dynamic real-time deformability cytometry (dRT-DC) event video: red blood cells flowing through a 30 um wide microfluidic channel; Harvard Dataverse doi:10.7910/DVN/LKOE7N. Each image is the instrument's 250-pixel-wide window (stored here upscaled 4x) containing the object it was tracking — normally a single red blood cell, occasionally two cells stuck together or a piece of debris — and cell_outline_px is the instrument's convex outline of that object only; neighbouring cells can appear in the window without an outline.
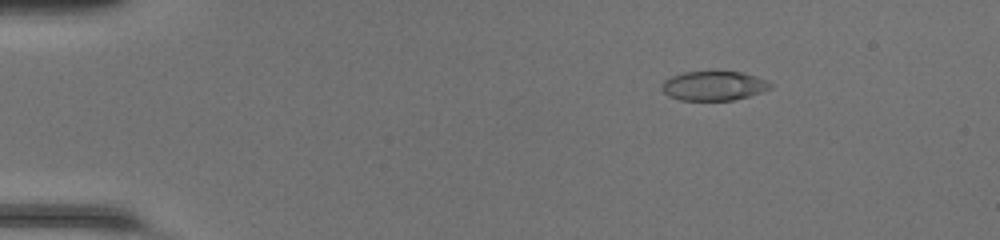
{"species": "common noctule bat (a hibernating species)", "species_latin": "Nyctalus noctula", "temperature_condition": "room temperature", "stored_images_in_passage": 50, "camera_frame_rate_fps": 3000, "um_per_image_px": 0.085, "animal": {"sex": "female", "body_mass_g": 20.0, "forearm_length_mm": 54.0}, "frame": {"image": 1, "passage_image": 9, "time_ms": 2.667, "image_size_px": [1000, 240], "cell_outline_px": [[772, 88], [748, 96], [732, 100], [680, 100], [668, 96], [660, 88], [660, 84], [664, 80], [672, 76], [684, 72], [740, 72], [756, 76], [768, 80], [772, 84]], "centroid_in_image_um": [60.65, 7.29], "position_along_channel_um": 24.4, "area_um2": 18.55}}
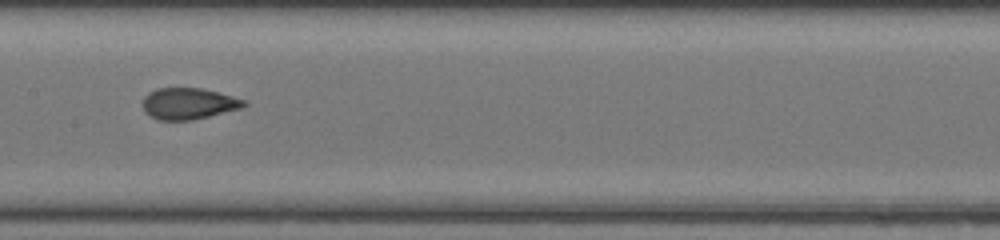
{"frame": {"image": 2, "passage_image": 27, "time_ms": 8.667, "image_size_px": [1000, 240], "cell_outline_px": [[248, 104], [240, 108], [192, 120], [156, 120], [148, 116], [144, 112], [144, 96], [148, 92], [156, 88], [200, 88], [216, 92], [244, 100]], "centroid_in_image_um": [15.96, 8.81], "position_along_channel_um": 191.4, "area_um2": 18.32}}
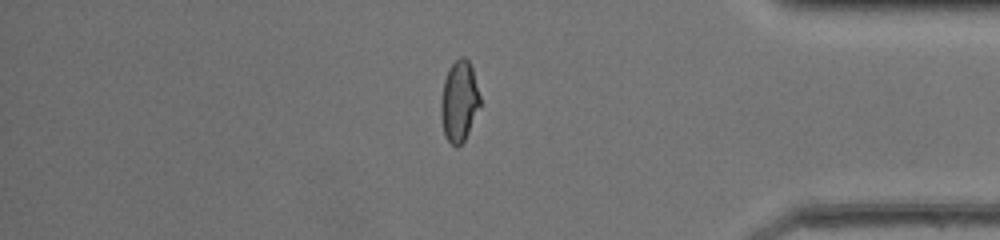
{"frame": {"image": 3, "passage_image": 43, "time_ms": 14.0, "image_size_px": [1000, 240], "cell_outline_px": [[480, 104], [468, 132], [464, 140], [456, 148], [448, 140], [444, 132], [440, 116], [440, 104], [444, 80], [452, 64], [460, 56], [464, 56], [468, 60], [472, 68], [480, 96]], "centroid_in_image_um": [39.02, 8.6], "position_along_channel_um": 396.2, "area_um2": 18.15}, "authors_computed_cell_mechanics": {"area_um2": 19.1318, "velocity_mm_per_s": 4.3084, "shape_relaxation_time_tau1_ms": null, "shape_relaxation_time_tau2_ms": 0.7808, "deformation_change_tau1": null, "deformation_change_tau2": 0.0784}}